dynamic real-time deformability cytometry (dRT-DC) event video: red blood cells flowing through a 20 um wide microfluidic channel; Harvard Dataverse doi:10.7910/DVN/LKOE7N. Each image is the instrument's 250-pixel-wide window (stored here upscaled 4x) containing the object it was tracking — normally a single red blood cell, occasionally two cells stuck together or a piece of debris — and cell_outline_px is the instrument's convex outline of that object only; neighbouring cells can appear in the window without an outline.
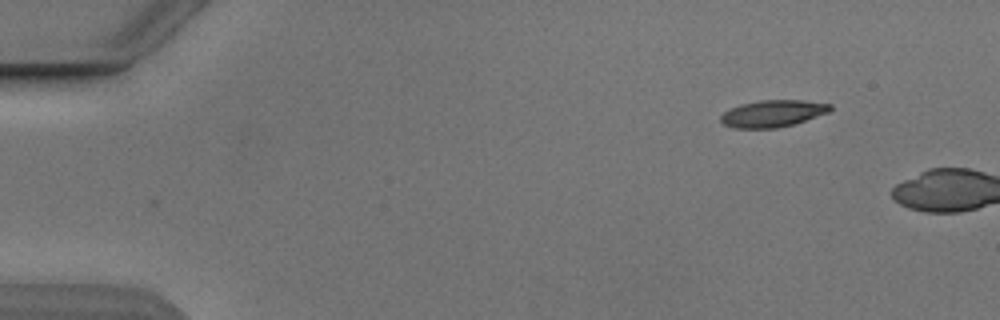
{"species": "Egyptian fruit bat (a non-hibernating species)", "species_latin": "Rousettus aegyptiacus", "temperature_condition": "cold", "stored_images_in_passage": 3, "camera_frame_rate_fps": 3000, "um_per_image_px": 0.085, "animal": {"sex": "male"}, "frame": {"image": 1, "passage_image": 1, "time_ms": 0.0, "image_size_px": [1000, 320], "cell_outline_px": [[832, 108], [828, 112], [792, 124], [776, 128], [732, 128], [724, 124], [720, 120], [720, 116], [724, 112], [740, 104], [760, 100], [804, 100], [832, 104]], "centroid_in_image_um": [65.66, 9.64], "position_along_channel_um": 19.3, "area_um2": 16.99}}